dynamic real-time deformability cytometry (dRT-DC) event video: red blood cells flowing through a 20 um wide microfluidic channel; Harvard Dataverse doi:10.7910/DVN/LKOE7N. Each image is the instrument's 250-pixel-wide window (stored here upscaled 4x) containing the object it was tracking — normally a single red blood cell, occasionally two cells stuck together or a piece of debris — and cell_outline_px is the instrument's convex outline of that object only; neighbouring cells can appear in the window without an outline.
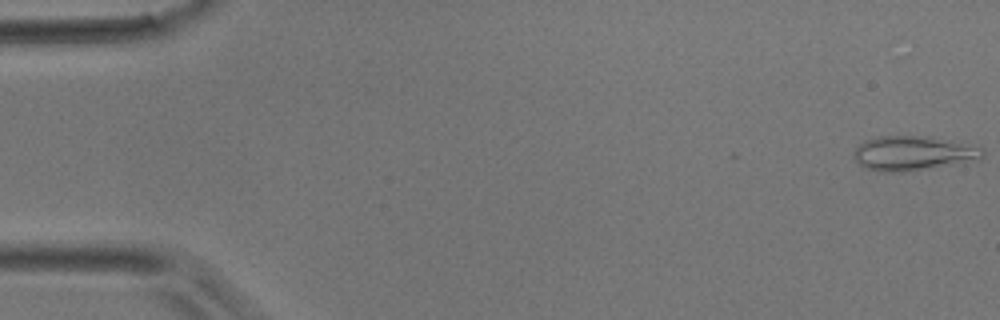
{"species": "common noctule bat (a hibernating species)", "species_latin": "Nyctalus noctula", "temperature_condition": "room temperature", "stored_images_in_passage": 4, "camera_frame_rate_fps": 3000, "um_per_image_px": 0.085, "animal": {"sex": "male", "body_mass_g": 17.9}, "frame": {"image": 1, "passage_image": 1, "time_ms": 0.0, "image_size_px": [1000, 320], "cell_outline_px": [[984, 156], [980, 160], [892, 172], [884, 172], [868, 168], [860, 164], [852, 156], [852, 152], [864, 140], [880, 136], [924, 136], [980, 148], [984, 152]], "centroid_in_image_um": [77.54, 13.01], "position_along_channel_um": 7.5, "area_um2": 24.91}}